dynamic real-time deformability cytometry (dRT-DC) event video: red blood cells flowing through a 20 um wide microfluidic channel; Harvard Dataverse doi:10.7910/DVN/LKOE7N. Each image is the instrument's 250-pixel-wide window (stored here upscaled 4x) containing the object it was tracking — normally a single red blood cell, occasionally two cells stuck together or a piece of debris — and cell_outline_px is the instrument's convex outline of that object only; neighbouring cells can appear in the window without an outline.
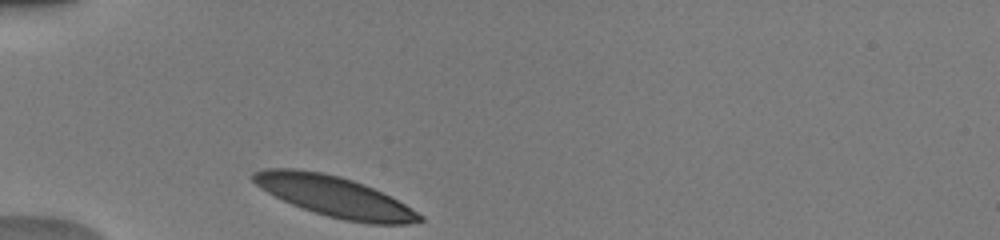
{"species": "human", "species_latin": "Homo sapiens", "temperature_condition": "warm", "stored_images_in_passage": 29, "camera_frame_rate_fps": 3000, "um_per_image_px": 0.085, "donor": {"sex": "male"}, "frame": {"image": 1, "passage_image": 1, "time_ms": 0.0, "image_size_px": [1000, 240], "cell_outline_px": [[424, 220], [408, 224], [368, 224], [344, 220], [328, 216], [292, 204], [260, 188], [252, 180], [252, 172], [264, 168], [292, 168], [320, 172], [340, 176], [364, 184], [404, 204], [424, 216]], "centroid_in_image_um": [28.43, 16.7], "position_along_channel_um": 56.6, "area_um2": 38.78}}
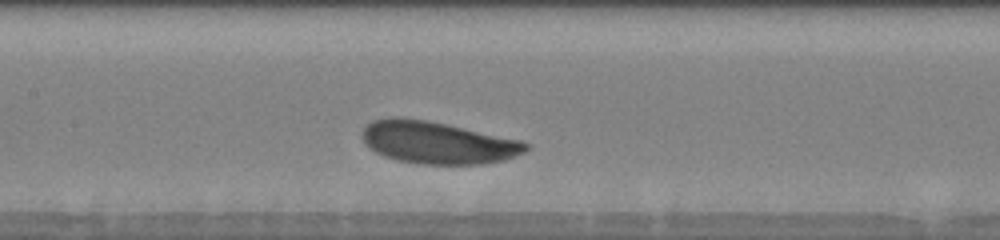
{"frame": {"image": 2, "passage_image": 11, "time_ms": 3.333, "image_size_px": [1000, 240], "cell_outline_px": [[528, 148], [524, 152], [516, 156], [504, 160], [484, 164], [420, 164], [396, 160], [384, 156], [368, 148], [364, 144], [360, 136], [364, 128], [372, 120], [392, 116], [396, 116], [424, 120], [444, 124], [520, 140], [528, 144]], "centroid_in_image_um": [37.13, 12.13], "position_along_channel_um": 170.3, "area_um2": 40.23}}
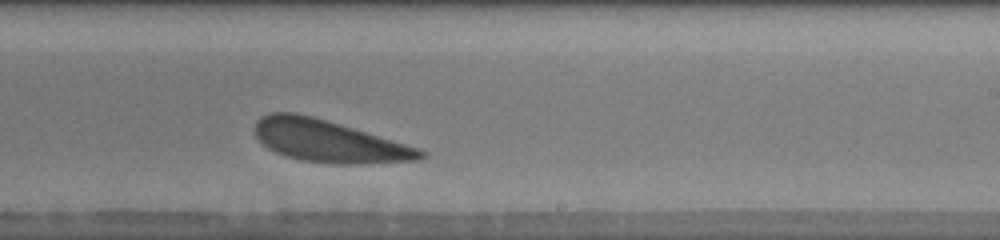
{"frame": {"image": 3, "passage_image": 18, "time_ms": 5.667, "image_size_px": [1000, 240], "cell_outline_px": [[428, 156], [420, 160], [360, 164], [332, 164], [300, 160], [284, 156], [268, 148], [256, 136], [256, 120], [260, 116], [272, 112], [296, 112], [312, 116], [420, 148], [428, 152]], "centroid_in_image_um": [27.97, 12.01], "position_along_channel_um": 261.0, "area_um2": 40.58}, "authors_computed_cell_mechanics": {"area_um2": 40.46, "velocity_mm_per_s": 3.8986, "shape_relaxation_time_tau1_ms": 1.4365, "shape_relaxation_time_tau2_ms": 2.8458, "deformation_change_tau1": 0.0838, "deformation_change_tau2": 0.1102}}